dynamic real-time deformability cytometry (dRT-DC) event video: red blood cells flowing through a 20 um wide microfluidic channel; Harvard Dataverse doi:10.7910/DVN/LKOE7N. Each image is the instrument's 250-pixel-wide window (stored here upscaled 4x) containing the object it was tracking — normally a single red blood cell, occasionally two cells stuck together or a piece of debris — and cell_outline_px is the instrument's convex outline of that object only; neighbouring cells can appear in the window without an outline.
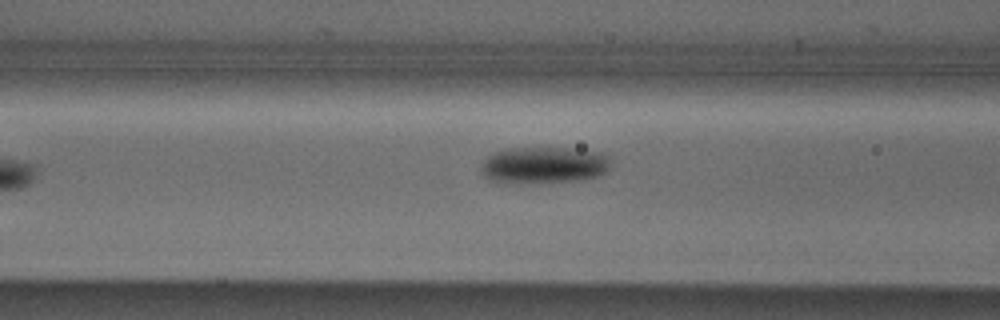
{"species": "Egyptian fruit bat (a non-hibernating species)", "species_latin": "Rousettus aegyptiacus", "temperature_condition": "cold", "stored_images_in_passage": 9, "camera_frame_rate_fps": 3000, "um_per_image_px": 0.085, "animal": {"sex": "male"}, "frame": {"image": 1, "passage_image": 8, "time_ms": 2.333, "image_size_px": [1000, 320], "cell_outline_px": [[608, 168], [600, 176], [576, 180], [492, 180], [484, 176], [480, 168], [480, 164], [488, 156], [504, 148], [572, 148], [604, 152], [608, 156]], "centroid_in_image_um": [46.27, 13.96], "position_along_channel_um": 120.3, "area_um2": 26.65}}